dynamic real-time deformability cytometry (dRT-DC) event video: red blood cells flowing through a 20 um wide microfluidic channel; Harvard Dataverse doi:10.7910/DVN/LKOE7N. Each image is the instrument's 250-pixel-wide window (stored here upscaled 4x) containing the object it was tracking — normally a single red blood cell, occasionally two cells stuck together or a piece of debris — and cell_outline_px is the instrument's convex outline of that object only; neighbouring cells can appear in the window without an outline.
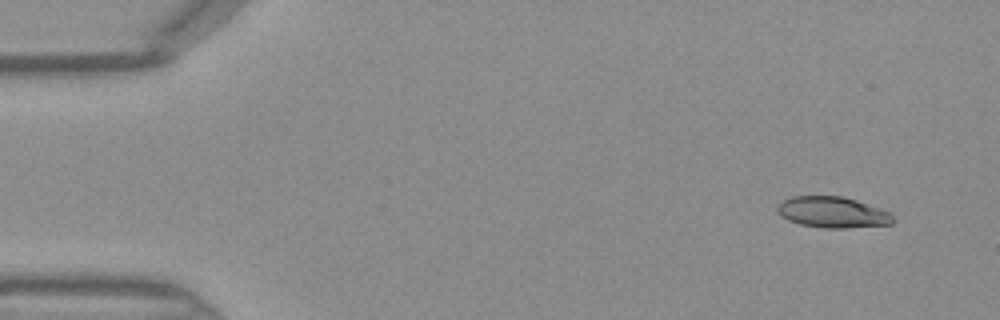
{"species": "Egyptian fruit bat (a non-hibernating species)", "species_latin": "Rousettus aegyptiacus", "temperature_condition": "warm", "stored_images_in_passage": 43, "camera_frame_rate_fps": 3000, "um_per_image_px": 0.085, "frame": {"image": 1, "passage_image": 1, "time_ms": 0.0, "image_size_px": [1000, 320], "cell_outline_px": [[896, 220], [892, 224], [848, 228], [824, 228], [800, 224], [788, 220], [780, 216], [776, 212], [776, 204], [792, 196], [844, 196], [892, 212]], "centroid_in_image_um": [70.78, 18.04], "position_along_channel_um": 14.2, "area_um2": 21.27}}
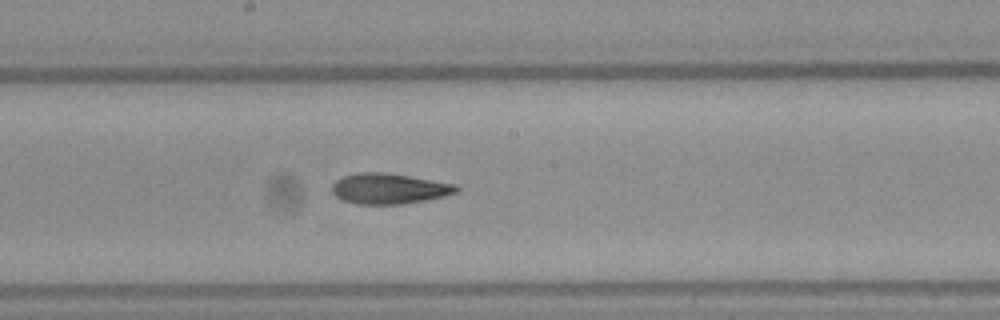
{"frame": {"image": 2, "passage_image": 22, "time_ms": 7.0, "image_size_px": [1000, 320], "cell_outline_px": [[460, 188], [456, 192], [444, 196], [424, 200], [400, 204], [356, 204], [344, 200], [336, 196], [332, 192], [332, 184], [336, 180], [344, 176], [360, 172], [388, 172], [456, 184]], "centroid_in_image_um": [33.07, 16.02], "position_along_channel_um": 215.1, "area_um2": 22.08}}
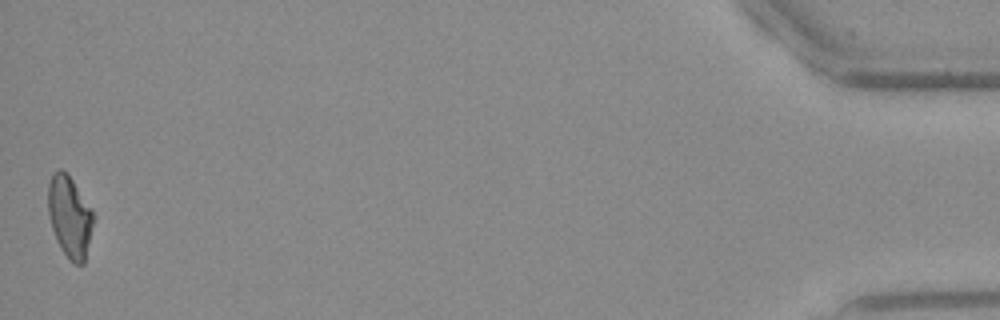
{"frame": {"image": 3, "passage_image": 43, "time_ms": 14.0, "image_size_px": [1000, 320], "cell_outline_px": [[92, 224], [84, 264], [72, 264], [68, 260], [60, 248], [56, 240], [48, 216], [48, 184], [52, 172], [60, 168], [72, 180], [92, 208]], "centroid_in_image_um": [5.89, 18.43], "position_along_channel_um": 429.3, "area_um2": 21.39}}